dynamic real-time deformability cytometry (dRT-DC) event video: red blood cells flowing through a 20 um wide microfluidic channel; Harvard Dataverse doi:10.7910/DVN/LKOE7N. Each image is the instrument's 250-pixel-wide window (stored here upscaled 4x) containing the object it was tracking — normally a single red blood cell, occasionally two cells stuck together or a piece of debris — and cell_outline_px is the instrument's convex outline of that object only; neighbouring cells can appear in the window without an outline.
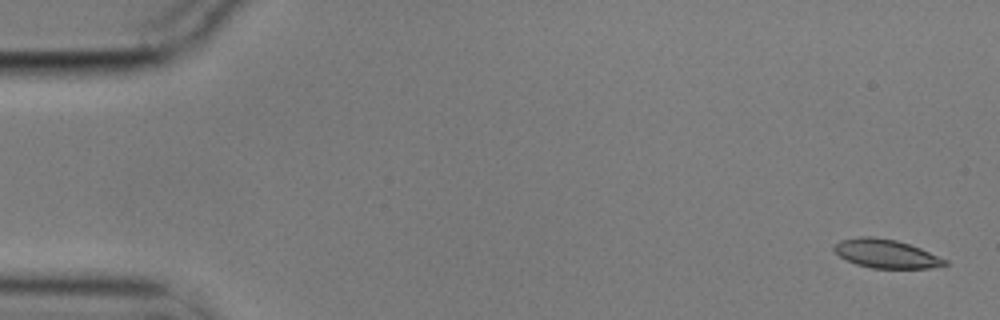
{"species": "common noctule bat (a hibernating species)", "species_latin": "Nyctalus noctula", "temperature_condition": "cold", "stored_images_in_passage": 5, "camera_frame_rate_fps": 3000, "um_per_image_px": 0.085, "animal": {"sex": "male", "body_mass_g": 17.9}, "frame": {"image": 1, "passage_image": 1, "time_ms": 0.0, "image_size_px": [1000, 320], "cell_outline_px": [[948, 264], [932, 268], [872, 268], [856, 264], [840, 256], [832, 248], [832, 244], [840, 240], [860, 236], [872, 236], [896, 240], [920, 248], [948, 260]], "centroid_in_image_um": [75.3, 21.56], "position_along_channel_um": 9.7, "area_um2": 18.5}}